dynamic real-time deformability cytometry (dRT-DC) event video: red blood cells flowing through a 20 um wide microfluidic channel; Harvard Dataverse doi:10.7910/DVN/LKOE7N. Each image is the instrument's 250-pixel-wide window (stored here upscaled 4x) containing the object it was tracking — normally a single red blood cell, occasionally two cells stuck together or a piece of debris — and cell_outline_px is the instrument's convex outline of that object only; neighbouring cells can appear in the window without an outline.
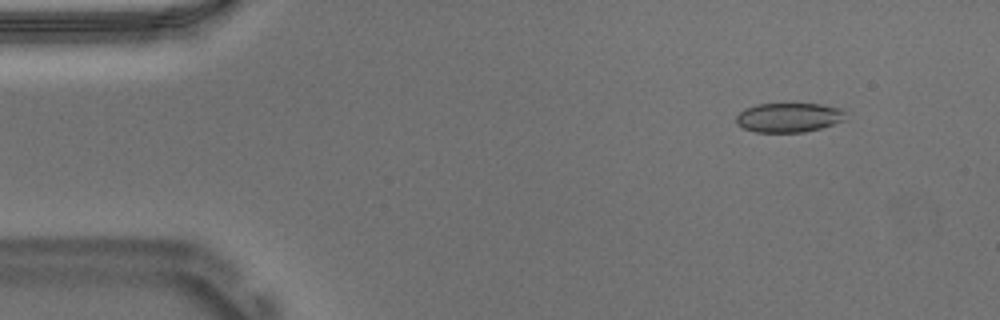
{"species": "Egyptian fruit bat (a non-hibernating species)", "species_latin": "Rousettus aegyptiacus", "temperature_condition": "warm", "stored_images_in_passage": 51, "camera_frame_rate_fps": 3000, "um_per_image_px": 0.085, "animal": {"sex": "male"}, "frame": {"image": 1, "passage_image": 3, "time_ms": 0.667, "image_size_px": [1000, 320], "cell_outline_px": [[844, 120], [820, 128], [804, 132], [756, 132], [744, 128], [736, 124], [736, 116], [744, 108], [756, 104], [820, 104], [840, 108], [844, 112]], "centroid_in_image_um": [67.0, 9.98], "position_along_channel_um": 18.0, "area_um2": 18.61}}
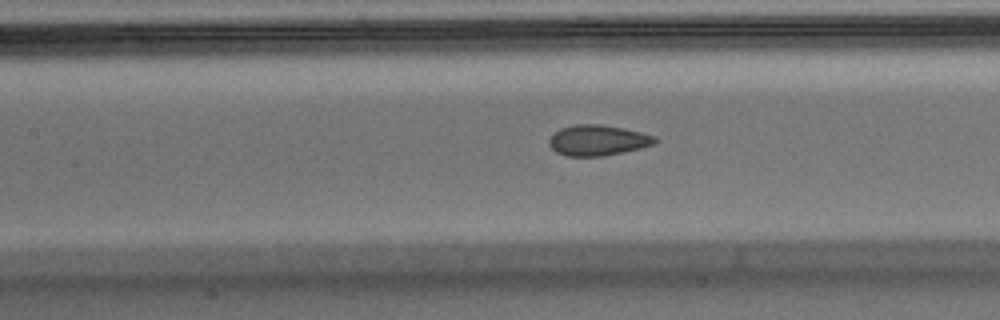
{"frame": {"image": 2, "passage_image": 21, "time_ms": 6.667, "image_size_px": [1000, 320], "cell_outline_px": [[660, 140], [656, 144], [640, 148], [604, 156], [564, 156], [556, 152], [548, 144], [548, 140], [560, 128], [576, 124], [600, 124], [624, 128], [656, 136]], "centroid_in_image_um": [50.83, 11.92], "position_along_channel_um": 156.6, "area_um2": 19.02}}
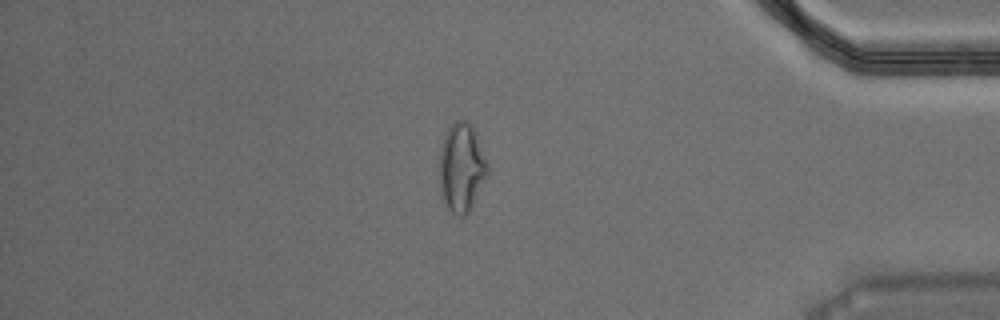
{"frame": {"image": 3, "passage_image": 43, "time_ms": 14.0, "image_size_px": [1000, 320], "cell_outline_px": [[488, 172], [468, 212], [464, 216], [460, 216], [452, 212], [444, 204], [440, 196], [440, 144], [448, 128], [456, 120], [464, 120], [476, 132], [488, 164]], "centroid_in_image_um": [39.21, 14.23], "position_along_channel_um": 396.0, "area_um2": 24.62}, "authors_computed_cell_mechanics": {"area_um2": 19.1896, "velocity_mm_per_s": 3.7089, "shape_relaxation_time_tau1_ms": null, "shape_relaxation_time_tau2_ms": 1.0283, "deformation_change_tau1": null, "deformation_change_tau2": 0.0459}}